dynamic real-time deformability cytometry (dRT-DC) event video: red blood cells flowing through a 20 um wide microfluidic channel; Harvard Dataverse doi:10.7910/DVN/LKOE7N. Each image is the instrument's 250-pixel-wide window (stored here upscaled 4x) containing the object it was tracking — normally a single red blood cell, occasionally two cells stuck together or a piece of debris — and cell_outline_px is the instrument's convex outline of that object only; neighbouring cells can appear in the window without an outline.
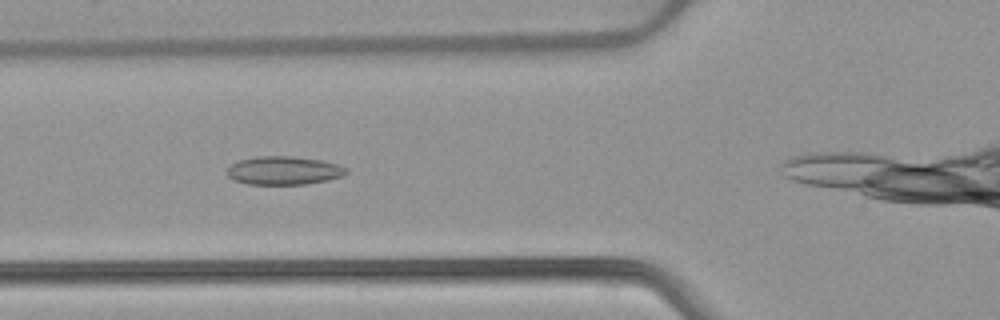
{"species": "common noctule bat (a hibernating species)", "species_latin": "Nyctalus noctula", "temperature_condition": "warm", "stored_images_in_passage": 26, "camera_frame_rate_fps": 3000, "um_per_image_px": 0.085, "animal": {"sex": "female", "body_mass_g": 22.7, "forearm_length_mm": 54.2}, "frame": {"image": 1, "passage_image": 3, "time_ms": 0.667, "image_size_px": [1000, 320], "cell_outline_px": [[348, 172], [344, 176], [328, 180], [304, 184], [248, 184], [236, 180], [228, 176], [224, 172], [232, 164], [240, 160], [256, 156], [292, 156], [324, 160], [340, 164], [348, 168]], "centroid_in_image_um": [24.18, 14.48], "position_along_channel_um": 101.6, "area_um2": 19.94}}
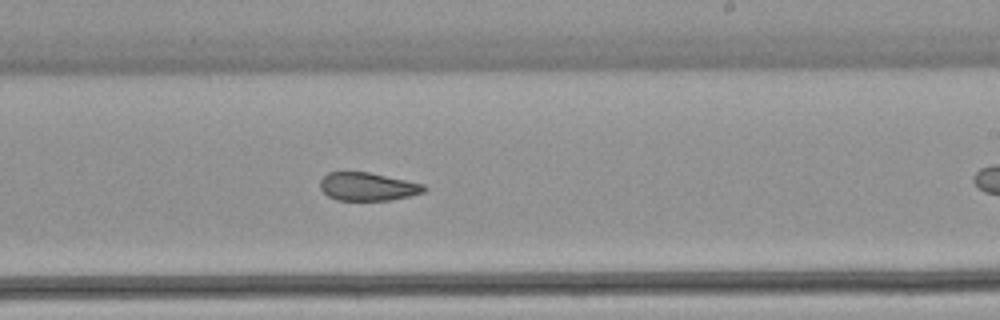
{"frame": {"image": 2, "passage_image": 15, "time_ms": 4.667, "image_size_px": [1000, 320], "cell_outline_px": [[428, 188], [424, 192], [392, 200], [336, 200], [328, 196], [320, 188], [320, 180], [328, 172], [368, 172], [424, 184]], "centroid_in_image_um": [31.25, 15.86], "position_along_channel_um": 257.8, "area_um2": 16.99}}
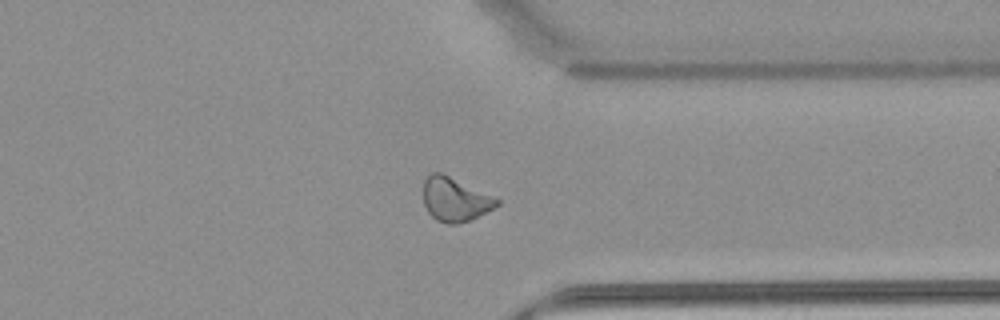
{"frame": {"image": 3, "passage_image": 24, "time_ms": 7.667, "image_size_px": [1000, 320], "cell_outline_px": [[500, 204], [468, 220], [456, 224], [448, 224], [436, 220], [428, 212], [424, 204], [424, 180], [432, 172], [440, 172], [492, 196], [500, 200]], "centroid_in_image_um": [38.63, 16.95], "position_along_channel_um": 372.8, "area_um2": 18.26}}